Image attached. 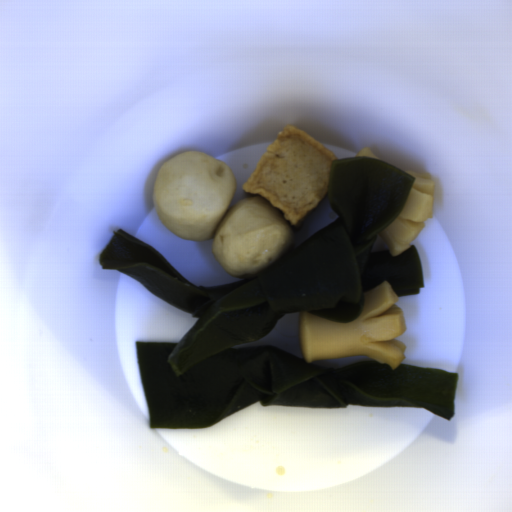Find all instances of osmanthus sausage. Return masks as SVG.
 <instances>
[{
  "label": "osmanthus sausage",
  "instance_id": "a09e9dec",
  "mask_svg": "<svg viewBox=\"0 0 512 512\" xmlns=\"http://www.w3.org/2000/svg\"><path fill=\"white\" fill-rule=\"evenodd\" d=\"M404 172L414 177L410 194L400 214L379 233L391 256L411 246L434 212L435 183L430 172Z\"/></svg>",
  "mask_w": 512,
  "mask_h": 512
},
{
  "label": "osmanthus sausage",
  "instance_id": "d35146e8",
  "mask_svg": "<svg viewBox=\"0 0 512 512\" xmlns=\"http://www.w3.org/2000/svg\"><path fill=\"white\" fill-rule=\"evenodd\" d=\"M398 295L383 282L362 296L359 314L350 322L299 311V346L303 361L367 356L395 370L405 359L404 343L395 339L406 329Z\"/></svg>",
  "mask_w": 512,
  "mask_h": 512
}]
</instances>
